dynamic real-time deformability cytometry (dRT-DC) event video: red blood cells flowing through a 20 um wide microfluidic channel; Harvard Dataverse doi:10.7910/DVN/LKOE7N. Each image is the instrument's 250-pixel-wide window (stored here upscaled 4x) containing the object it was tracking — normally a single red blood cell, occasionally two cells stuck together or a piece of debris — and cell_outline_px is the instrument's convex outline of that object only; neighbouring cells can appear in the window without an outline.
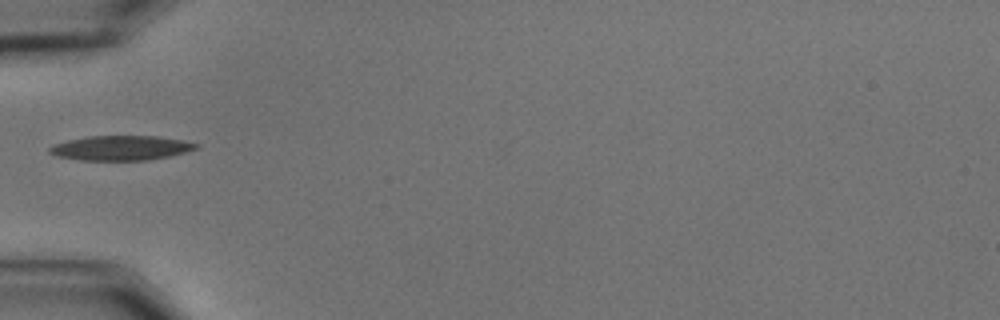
{"species": "common noctule bat (a hibernating species)", "species_latin": "Nyctalus noctula", "temperature_condition": "cold", "stored_images_in_passage": 18, "camera_frame_rate_fps": 3000, "um_per_image_px": 0.085, "animal": {"sex": "male", "body_mass_g": 15.6}, "frame": {"image": 1, "passage_image": 1, "time_ms": 0.0, "image_size_px": [1000, 320], "cell_outline_px": [[200, 144], [196, 148], [184, 152], [168, 156], [148, 160], [80, 160], [56, 156], [48, 152], [48, 148], [52, 144], [68, 140], [88, 136], [160, 136], [184, 140]], "centroid_in_image_um": [10.24, 12.57], "position_along_channel_um": 74.8, "area_um2": 21.1}}
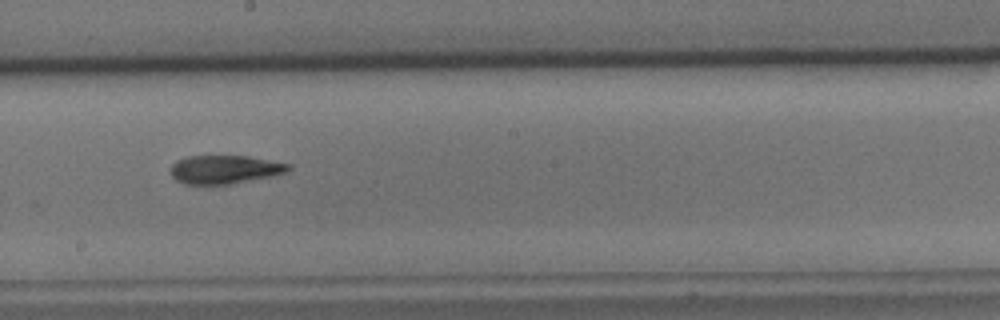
{"frame": {"image": 2, "passage_image": 14, "time_ms": 4.333, "image_size_px": [1000, 320], "cell_outline_px": [[292, 168], [288, 172], [272, 176], [232, 184], [184, 184], [176, 180], [172, 176], [172, 164], [176, 160], [188, 156], [248, 156], [292, 164]], "centroid_in_image_um": [19.15, 14.4], "position_along_channel_um": 229.1, "area_um2": 19.65}}
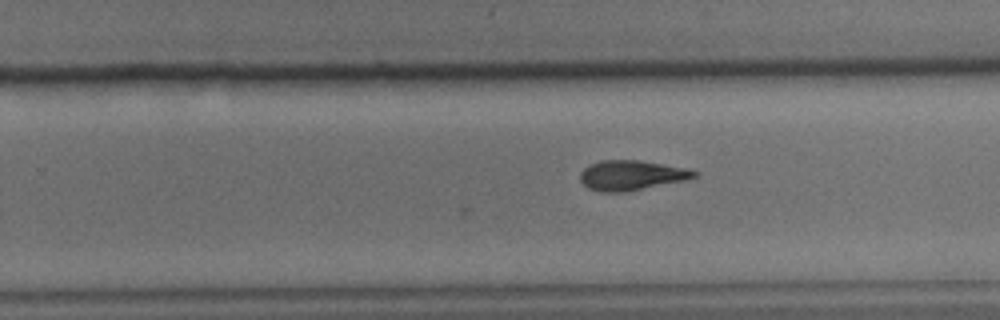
{"frame": {"image": 3, "passage_image": 18, "time_ms": 5.667, "image_size_px": [1000, 320], "cell_outline_px": [[700, 172], [696, 176], [684, 180], [620, 192], [600, 192], [588, 188], [580, 180], [580, 172], [588, 164], [600, 160], [636, 160], [684, 168]], "centroid_in_image_um": [53.59, 14.89], "position_along_channel_um": 276.2, "area_um2": 19.42}}